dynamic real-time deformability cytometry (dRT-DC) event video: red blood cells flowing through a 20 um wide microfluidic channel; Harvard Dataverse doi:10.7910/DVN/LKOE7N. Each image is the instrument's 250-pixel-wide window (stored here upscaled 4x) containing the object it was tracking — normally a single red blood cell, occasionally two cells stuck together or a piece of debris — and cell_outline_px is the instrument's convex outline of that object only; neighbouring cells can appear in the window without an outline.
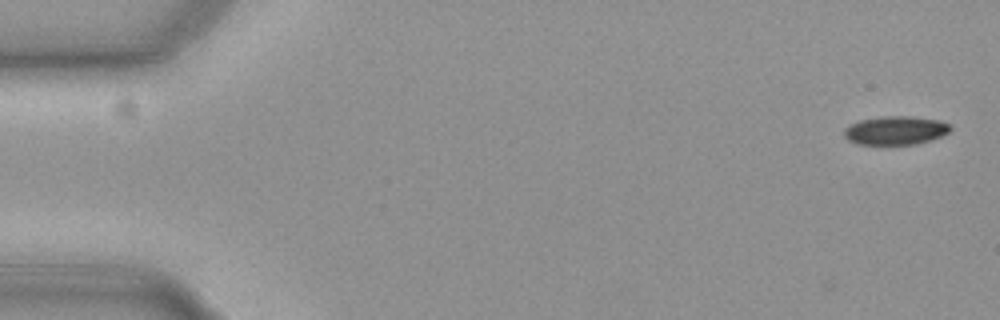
{"species": "common noctule bat (a hibernating species)", "species_latin": "Nyctalus noctula", "temperature_condition": "cold", "stored_images_in_passage": 17, "camera_frame_rate_fps": 3000, "um_per_image_px": 0.085, "animal": {"sex": "female", "body_mass_g": 19.3, "forearm_length_mm": 54.1}, "frame": {"image": 1, "passage_image": 1, "time_ms": 0.0, "image_size_px": [1000, 320], "cell_outline_px": [[952, 128], [948, 132], [940, 136], [916, 144], [856, 144], [848, 140], [844, 136], [844, 128], [860, 120], [884, 116], [912, 116], [940, 120], [948, 124]], "centroid_in_image_um": [76.1, 11.08], "position_along_channel_um": 8.9, "area_um2": 17.57}}
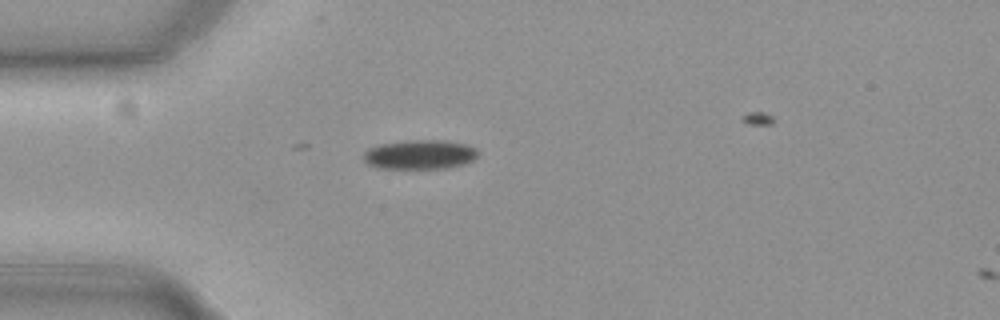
{"frame": {"image": 2, "passage_image": 15, "time_ms": 4.667, "image_size_px": [1000, 320], "cell_outline_px": [[480, 152], [472, 160], [464, 164], [448, 168], [376, 168], [368, 164], [364, 160], [364, 152], [368, 148], [380, 144], [412, 140], [444, 140], [468, 144], [476, 148]], "centroid_in_image_um": [35.71, 13.13], "position_along_channel_um": 49.3, "area_um2": 19.65}}